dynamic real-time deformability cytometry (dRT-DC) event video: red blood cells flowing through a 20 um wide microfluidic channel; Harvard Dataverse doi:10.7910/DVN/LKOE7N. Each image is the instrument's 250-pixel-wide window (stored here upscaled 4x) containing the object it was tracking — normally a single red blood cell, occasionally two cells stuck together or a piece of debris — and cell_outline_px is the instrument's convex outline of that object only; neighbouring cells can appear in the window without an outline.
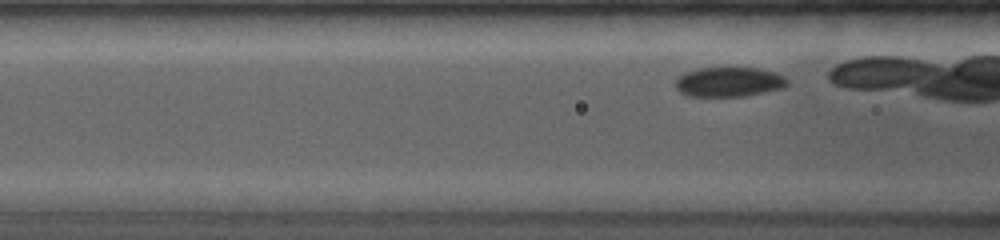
{"species": "common noctule bat (a hibernating species)", "species_latin": "Nyctalus noctula", "temperature_condition": "room temperature", "stored_images_in_passage": 7, "segment_of_instrument_passage": [2, 2], "camera_frame_rate_fps": 4000, "um_per_image_px": 0.085, "animal": {"sex": "female", "body_mass_g": 19.0, "forearm_length_mm": 53.3}, "frame": {"image": 1, "passage_image": 7, "time_ms": 3.25, "image_size_px": [1000, 240], "cell_outline_px": [[788, 84], [780, 88], [764, 92], [744, 96], [684, 96], [676, 88], [676, 80], [684, 72], [700, 68], [756, 68], [772, 72], [784, 76], [788, 80]], "centroid_in_image_um": [61.92, 6.97], "position_along_channel_um": 104.7, "area_um2": 19.13}}